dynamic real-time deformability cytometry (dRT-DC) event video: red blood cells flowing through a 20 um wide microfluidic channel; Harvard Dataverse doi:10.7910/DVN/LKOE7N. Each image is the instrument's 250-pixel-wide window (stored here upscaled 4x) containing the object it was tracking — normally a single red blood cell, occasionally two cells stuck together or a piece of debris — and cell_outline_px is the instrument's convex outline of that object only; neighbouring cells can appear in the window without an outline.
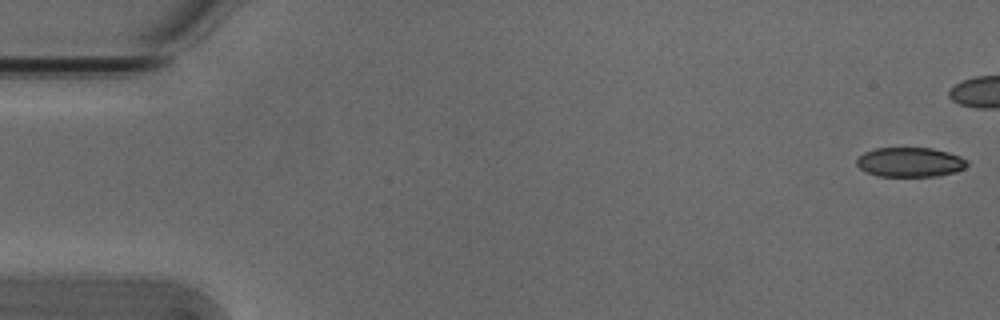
{"species": "Egyptian fruit bat (a non-hibernating species)", "species_latin": "Rousettus aegyptiacus", "temperature_condition": "cold", "stored_images_in_passage": 42, "camera_frame_rate_fps": 3000, "um_per_image_px": 0.085, "animal": {"sex": "male"}, "frame": {"image": 1, "passage_image": 1, "time_ms": 0.0, "image_size_px": [1000, 320], "cell_outline_px": [[968, 164], [964, 168], [956, 172], [940, 176], [876, 176], [860, 168], [856, 164], [856, 160], [864, 152], [876, 148], [932, 148], [948, 152], [960, 156], [968, 160]], "centroid_in_image_um": [77.38, 13.78], "position_along_channel_um": 7.6, "area_um2": 19.07}}
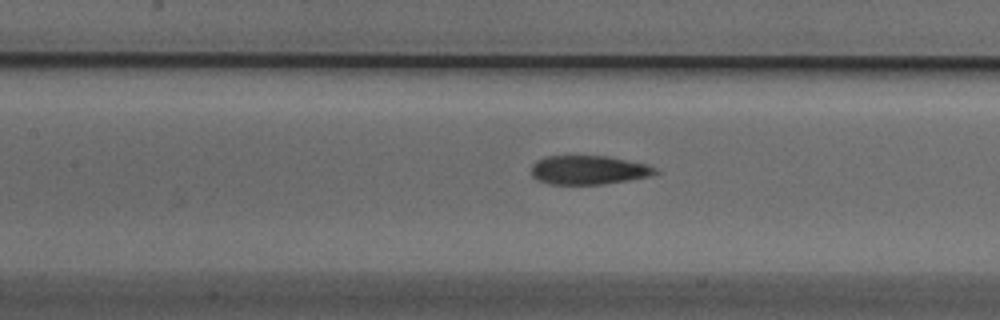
{"frame": {"image": 2, "passage_image": 24, "time_ms": 7.667, "image_size_px": [1000, 320], "cell_outline_px": [[660, 172], [648, 176], [628, 180], [604, 184], [548, 184], [536, 180], [532, 176], [532, 164], [536, 160], [548, 156], [608, 156], [648, 164], [656, 168]], "centroid_in_image_um": [50.02, 14.45], "position_along_channel_um": 157.4, "area_um2": 20.98}}
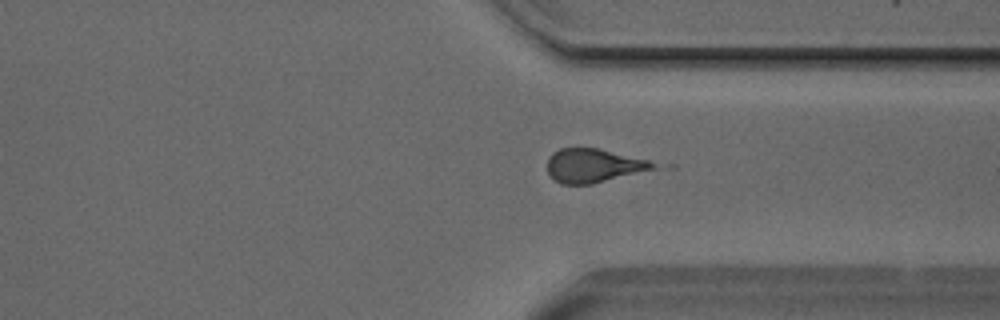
{"frame": {"image": 3, "passage_image": 40, "time_ms": 13.0, "image_size_px": [1000, 320], "cell_outline_px": [[660, 168], [592, 184], [560, 184], [552, 180], [548, 176], [548, 160], [552, 152], [560, 148], [596, 148], [648, 160], [656, 164]], "centroid_in_image_um": [50.43, 14.09], "position_along_channel_um": 361.0, "area_um2": 20.98}}